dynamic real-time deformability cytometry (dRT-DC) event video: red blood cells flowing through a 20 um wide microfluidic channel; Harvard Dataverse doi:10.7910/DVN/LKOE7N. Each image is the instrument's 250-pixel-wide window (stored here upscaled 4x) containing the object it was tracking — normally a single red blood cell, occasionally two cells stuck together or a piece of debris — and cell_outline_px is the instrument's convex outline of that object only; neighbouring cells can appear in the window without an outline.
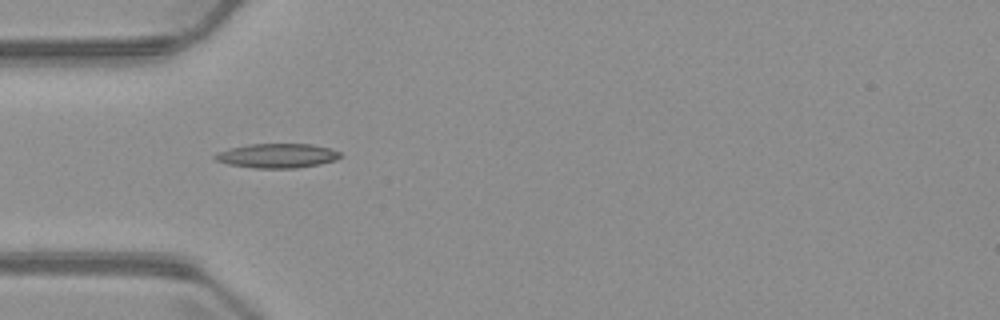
{"species": "common noctule bat (a hibernating species)", "species_latin": "Nyctalus noctula", "temperature_condition": "warm", "stored_images_in_passage": 7, "camera_frame_rate_fps": 3000, "um_per_image_px": 0.085, "animal": {"sex": "male", "body_mass_g": 23.1, "forearm_length_mm": 52.7}, "frame": {"image": 1, "passage_image": 5, "time_ms": 4.667, "image_size_px": [1000, 320], "cell_outline_px": [[344, 156], [336, 160], [320, 164], [296, 168], [256, 168], [228, 164], [216, 160], [212, 156], [216, 152], [228, 148], [248, 144], [312, 144], [332, 148], [340, 152]], "centroid_in_image_um": [23.58, 13.23], "position_along_channel_um": 61.4, "area_um2": 18.03}}
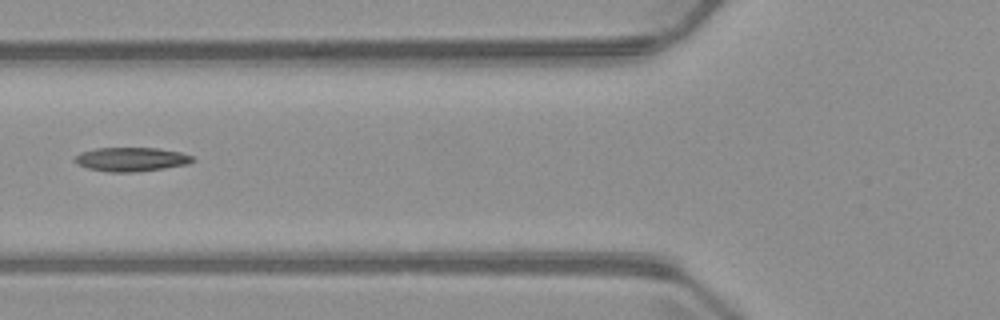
{"frame": {"image": 2, "passage_image": 6, "time_ms": 6.0, "image_size_px": [1000, 320], "cell_outline_px": [[196, 160], [188, 164], [164, 168], [132, 172], [108, 172], [88, 168], [76, 164], [72, 160], [80, 152], [96, 148], [160, 148], [180, 152], [192, 156]], "centroid_in_image_um": [11.14, 13.54], "position_along_channel_um": 114.7, "area_um2": 16.53}}
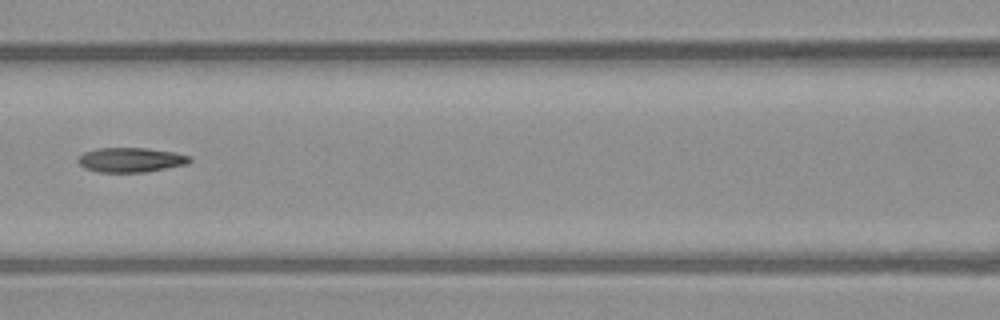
{"frame": {"image": 3, "passage_image": 7, "time_ms": 7.0, "image_size_px": [1000, 320], "cell_outline_px": [[192, 160], [188, 164], [144, 172], [96, 172], [84, 168], [76, 160], [84, 152], [96, 148], [148, 148], [176, 152], [192, 156]], "centroid_in_image_um": [11.14, 13.58], "position_along_channel_um": 155.5, "area_um2": 16.18}}